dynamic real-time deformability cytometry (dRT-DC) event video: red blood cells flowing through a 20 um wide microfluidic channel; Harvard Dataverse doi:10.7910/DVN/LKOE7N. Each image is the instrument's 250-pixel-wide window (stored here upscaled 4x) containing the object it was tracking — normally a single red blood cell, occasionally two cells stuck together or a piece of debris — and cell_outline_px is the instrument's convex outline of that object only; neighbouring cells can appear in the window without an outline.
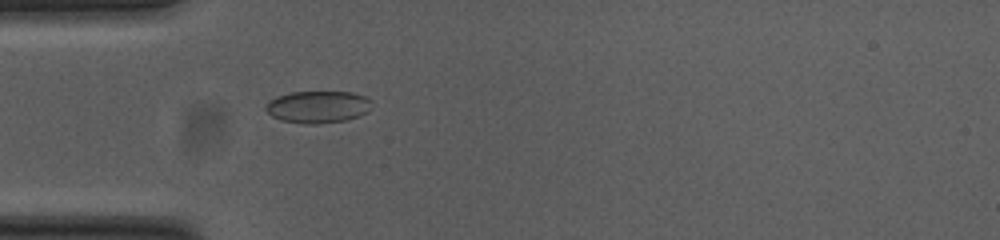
{"species": "common noctule bat (a hibernating species)", "species_latin": "Nyctalus noctula", "temperature_condition": "cold", "stored_images_in_passage": 38, "camera_frame_rate_fps": 3000, "um_per_image_px": 0.085, "animal": {"sex": "female", "body_mass_g": 23.0, "forearm_length_mm": 53.4}, "frame": {"image": 1, "passage_image": 1, "time_ms": 0.0, "image_size_px": [1000, 240], "cell_outline_px": [[372, 100], [368, 112], [360, 116], [344, 120], [316, 124], [304, 124], [280, 120], [272, 116], [264, 108], [264, 104], [276, 96], [292, 92], [352, 92], [364, 96]], "centroid_in_image_um": [27.0, 9.08], "position_along_channel_um": 58.0, "area_um2": 19.94}}
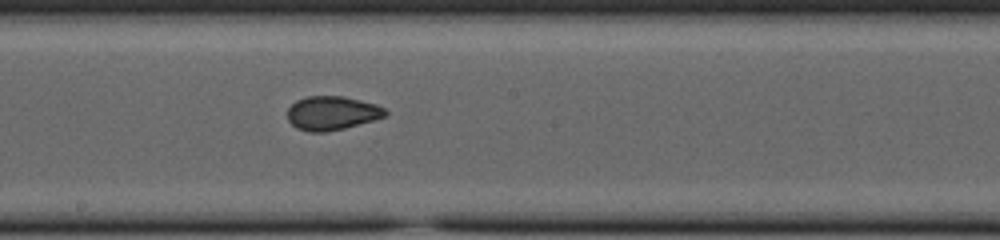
{"frame": {"image": 2, "passage_image": 14, "time_ms": 4.333, "image_size_px": [1000, 240], "cell_outline_px": [[388, 116], [344, 128], [324, 132], [308, 132], [296, 128], [288, 120], [288, 108], [296, 100], [308, 96], [344, 96], [376, 104], [384, 108], [388, 112]], "centroid_in_image_um": [28.22, 9.61], "position_along_channel_um": 220.0, "area_um2": 19.36}}
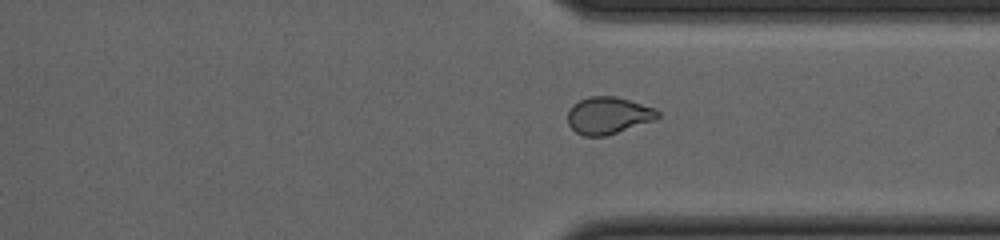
{"frame": {"image": 3, "passage_image": 25, "time_ms": 8.0, "image_size_px": [1000, 240], "cell_outline_px": [[660, 116], [656, 120], [604, 136], [584, 136], [576, 132], [568, 124], [568, 108], [572, 104], [588, 96], [616, 96], [656, 108], [660, 112]], "centroid_in_image_um": [51.71, 9.8], "position_along_channel_um": 359.7, "area_um2": 19.59}, "authors_computed_cell_mechanics": {"area_um2": 19.4208, "velocity_mm_per_s": 3.8065, "shape_relaxation_time_tau1_ms": null, "shape_relaxation_time_tau2_ms": 1.3596, "deformation_change_tau1": null, "deformation_change_tau2": 0.0538}}